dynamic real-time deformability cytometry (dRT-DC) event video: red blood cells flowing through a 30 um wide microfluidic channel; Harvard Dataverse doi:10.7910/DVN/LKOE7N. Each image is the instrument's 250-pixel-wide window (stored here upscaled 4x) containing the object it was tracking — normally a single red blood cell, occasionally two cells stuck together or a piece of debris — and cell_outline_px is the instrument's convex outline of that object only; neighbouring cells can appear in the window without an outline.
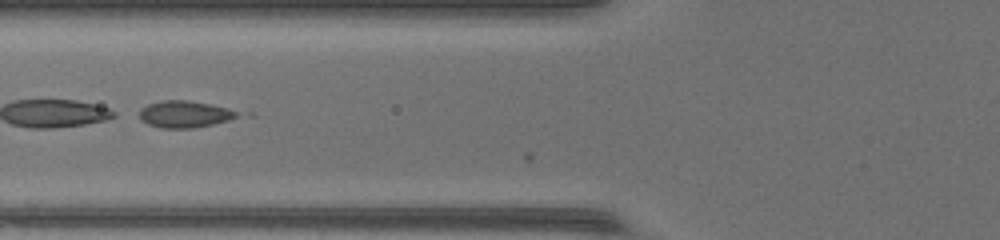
{"species": "common noctule bat (a hibernating species)", "species_latin": "Nyctalus noctula", "temperature_condition": "warm", "stored_images_in_passage": 4, "camera_frame_rate_fps": 3000, "um_per_image_px": 0.085, "animal": {"sex": "female", "body_mass_g": 17.0, "forearm_length_mm": 48.0}, "frame": {"image": 1, "passage_image": 3, "time_ms": 0.667, "image_size_px": [1000, 240], "cell_outline_px": [[236, 116], [228, 120], [196, 128], [160, 128], [148, 124], [140, 120], [140, 108], [148, 104], [160, 100], [188, 100], [228, 108], [236, 112]], "centroid_in_image_um": [15.61, 9.7], "position_along_channel_um": 110.2, "area_um2": 15.14}}